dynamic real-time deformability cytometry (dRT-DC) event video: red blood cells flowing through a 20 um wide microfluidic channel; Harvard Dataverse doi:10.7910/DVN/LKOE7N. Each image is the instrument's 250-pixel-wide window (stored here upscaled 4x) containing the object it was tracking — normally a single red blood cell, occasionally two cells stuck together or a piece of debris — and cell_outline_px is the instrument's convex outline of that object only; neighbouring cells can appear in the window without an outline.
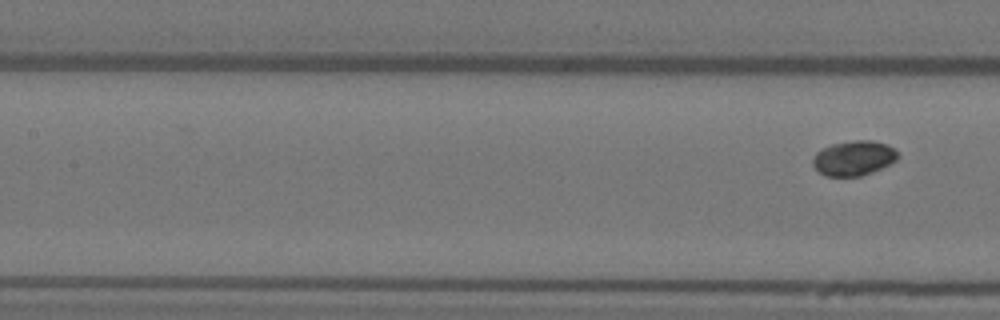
{"species": "Egyptian fruit bat (a non-hibernating species)", "species_latin": "Rousettus aegyptiacus", "temperature_condition": "warm", "stored_images_in_passage": 5, "segment_of_instrument_passage": [2, 2], "camera_frame_rate_fps": 3000, "um_per_image_px": 0.085, "animal": {"sex": "female"}, "frame": {"image": 1, "passage_image": 5, "time_ms": 1.333, "image_size_px": [1000, 320], "cell_outline_px": [[900, 156], [896, 160], [872, 172], [860, 176], [824, 176], [812, 164], [812, 160], [816, 152], [832, 144], [856, 140], [872, 140], [888, 144]], "centroid_in_image_um": [72.56, 13.44], "position_along_channel_um": 134.8, "area_um2": 17.11}}